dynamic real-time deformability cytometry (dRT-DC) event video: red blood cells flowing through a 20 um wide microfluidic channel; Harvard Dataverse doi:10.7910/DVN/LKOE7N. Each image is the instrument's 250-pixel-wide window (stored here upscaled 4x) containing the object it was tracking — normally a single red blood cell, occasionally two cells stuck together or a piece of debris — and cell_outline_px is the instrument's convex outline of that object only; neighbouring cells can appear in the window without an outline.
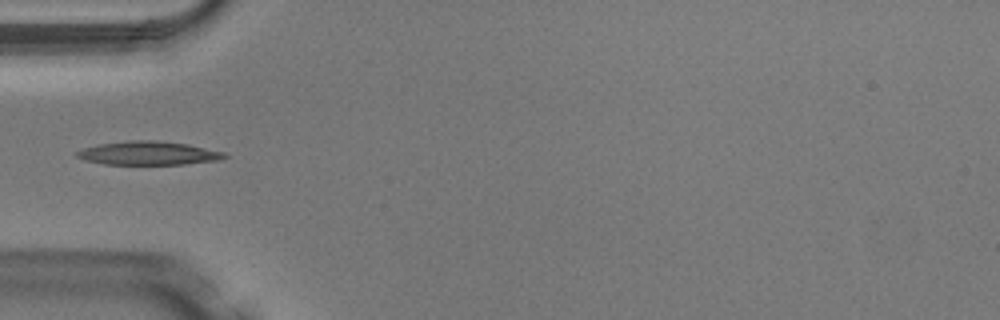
{"species": "Egyptian fruit bat (a non-hibernating species)", "species_latin": "Rousettus aegyptiacus", "temperature_condition": "warm", "stored_images_in_passage": 34, "camera_frame_rate_fps": 3000, "um_per_image_px": 0.085, "animal": {"sex": "male"}, "frame": {"image": 1, "passage_image": 1, "time_ms": 0.0, "image_size_px": [1000, 320], "cell_outline_px": [[228, 156], [220, 160], [184, 164], [104, 164], [88, 160], [76, 156], [72, 152], [84, 148], [100, 144], [132, 140], [152, 140], [188, 144], [224, 152]], "centroid_in_image_um": [12.62, 13.02], "position_along_channel_um": 72.4, "area_um2": 20.11}}
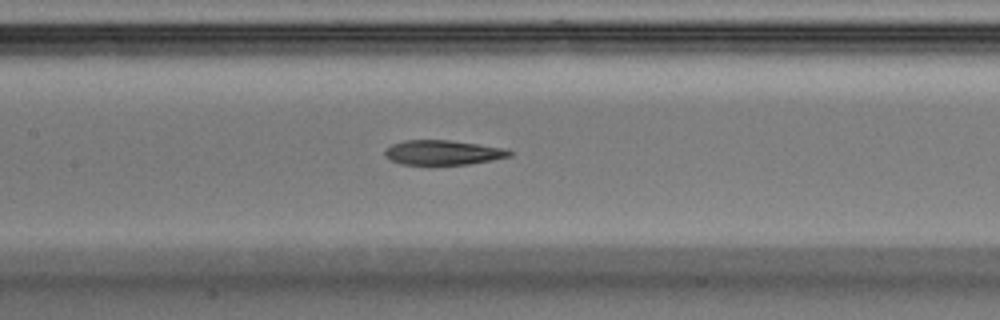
{"frame": {"image": 2, "passage_image": 8, "time_ms": 2.333, "image_size_px": [1000, 320], "cell_outline_px": [[512, 156], [468, 164], [432, 168], [400, 164], [388, 160], [384, 156], [384, 152], [392, 144], [404, 140], [448, 140], [504, 148], [512, 152]], "centroid_in_image_um": [37.56, 13.02], "position_along_channel_um": 169.8, "area_um2": 18.73}}
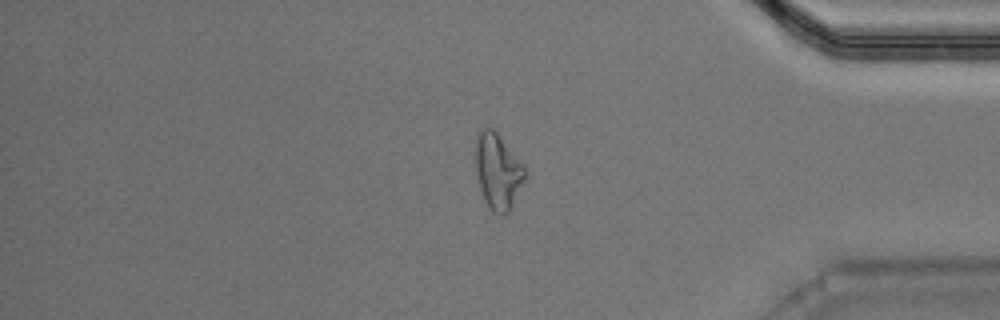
{"frame": {"image": 3, "passage_image": 26, "time_ms": 8.333, "image_size_px": [1000, 320], "cell_outline_px": [[524, 180], [508, 212], [504, 216], [500, 216], [492, 212], [488, 208], [484, 200], [480, 188], [476, 172], [476, 132], [480, 128], [488, 124], [496, 132], [524, 164]], "centroid_in_image_um": [42.28, 14.53], "position_along_channel_um": 392.9, "area_um2": 21.85}}